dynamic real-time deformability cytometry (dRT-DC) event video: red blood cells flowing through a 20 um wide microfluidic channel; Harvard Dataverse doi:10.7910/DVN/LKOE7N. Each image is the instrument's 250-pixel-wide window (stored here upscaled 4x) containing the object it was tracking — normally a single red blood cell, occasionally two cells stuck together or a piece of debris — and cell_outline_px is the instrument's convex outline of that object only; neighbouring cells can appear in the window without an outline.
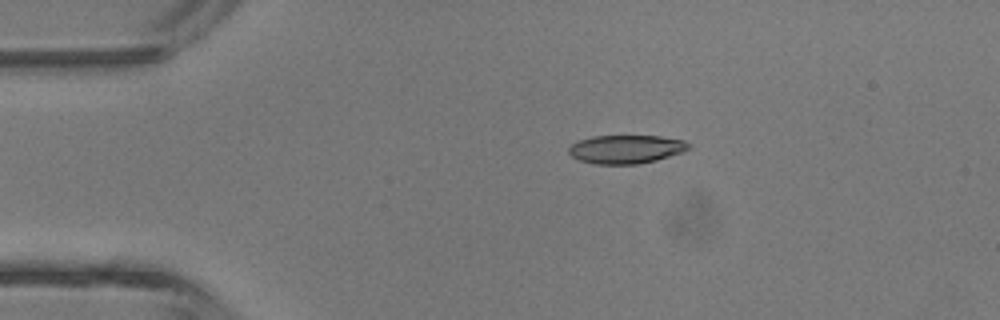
{"species": "common noctule bat (a hibernating species)", "species_latin": "Nyctalus noctula", "temperature_condition": "room temperature", "stored_images_in_passage": 3, "camera_frame_rate_fps": 3000, "um_per_image_px": 0.085, "animal": {"sex": "male", "body_mass_g": 13.3}, "frame": {"image": 1, "passage_image": 2, "time_ms": 2.0, "image_size_px": [1000, 320], "cell_outline_px": [[688, 148], [684, 152], [656, 160], [636, 164], [596, 164], [580, 160], [572, 156], [568, 152], [568, 148], [572, 144], [580, 140], [592, 136], [660, 136], [684, 140], [688, 144]], "centroid_in_image_um": [53.21, 12.68], "position_along_channel_um": 31.8, "area_um2": 19.77}}